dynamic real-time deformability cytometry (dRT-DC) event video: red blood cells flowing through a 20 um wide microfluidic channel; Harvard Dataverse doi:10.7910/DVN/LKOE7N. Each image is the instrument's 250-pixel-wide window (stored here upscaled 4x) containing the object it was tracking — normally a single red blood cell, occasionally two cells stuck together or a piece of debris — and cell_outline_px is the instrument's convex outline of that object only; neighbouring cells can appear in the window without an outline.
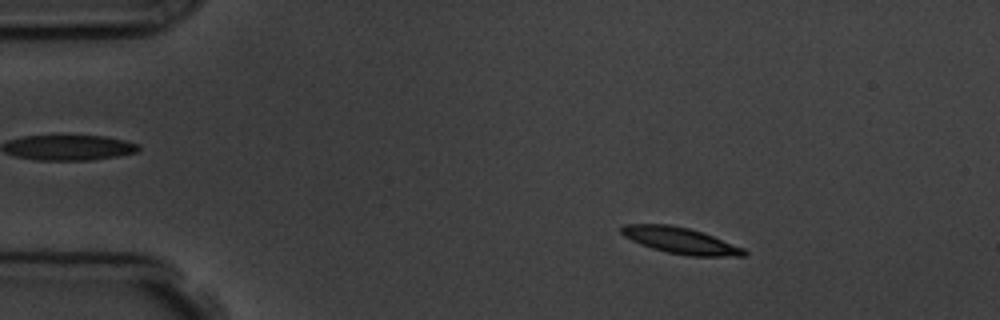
{"species": "common noctule bat (a hibernating species)", "species_latin": "Nyctalus noctula", "temperature_condition": "room temperature", "stored_images_in_passage": 4, "camera_frame_rate_fps": 3000, "um_per_image_px": 0.085, "animal": {"sex": "male", "body_mass_g": 19.5, "forearm_length_mm": 54.6}, "frame": {"image": 1, "passage_image": 2, "time_ms": 1.333, "image_size_px": [1000, 320], "cell_outline_px": [[748, 252], [744, 256], [688, 256], [668, 252], [652, 248], [640, 244], [624, 236], [620, 232], [620, 228], [624, 224], [672, 224], [704, 232], [744, 248]], "centroid_in_image_um": [57.84, 20.44], "position_along_channel_um": 27.2, "area_um2": 18.84}}
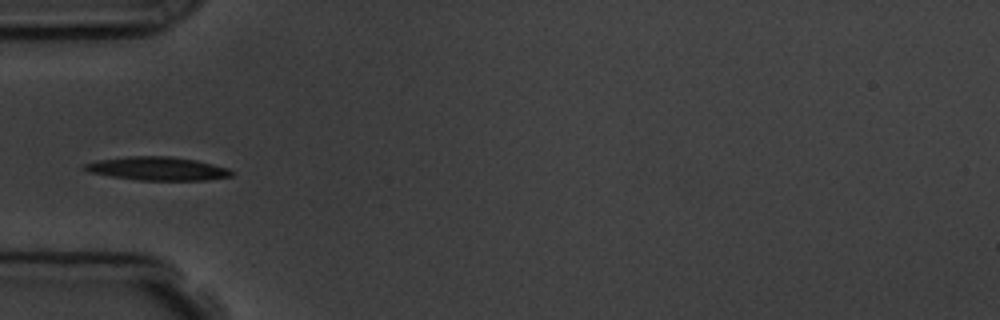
{"frame": {"image": 2, "passage_image": 4, "time_ms": 4.333, "image_size_px": [1000, 320], "cell_outline_px": [[236, 172], [232, 176], [208, 180], [140, 180], [112, 176], [88, 172], [84, 168], [84, 164], [100, 160], [128, 156], [168, 156], [196, 160], [228, 168]], "centroid_in_image_um": [13.45, 14.33], "position_along_channel_um": 71.6, "area_um2": 19.94}}